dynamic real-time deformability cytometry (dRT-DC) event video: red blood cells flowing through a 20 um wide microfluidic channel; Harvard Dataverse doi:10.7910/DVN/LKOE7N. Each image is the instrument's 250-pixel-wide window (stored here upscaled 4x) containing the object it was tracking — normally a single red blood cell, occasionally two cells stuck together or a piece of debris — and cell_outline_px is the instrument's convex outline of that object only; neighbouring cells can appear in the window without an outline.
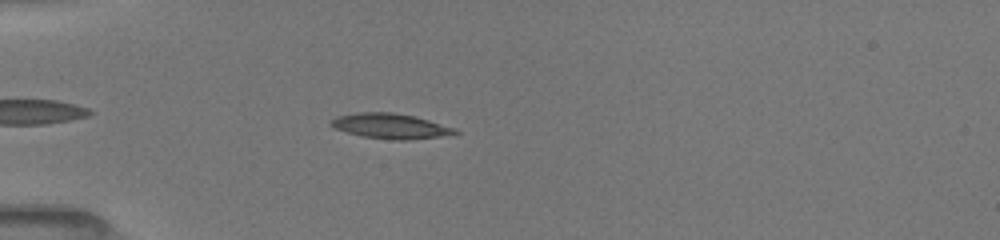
{"species": "common noctule bat (a hibernating species)", "species_latin": "Nyctalus noctula", "temperature_condition": "room temperature", "stored_images_in_passage": 34, "camera_frame_rate_fps": 3000, "um_per_image_px": 0.085, "animal": {"sex": "female", "body_mass_g": 19.5, "forearm_length_mm": 54.1}, "frame": {"image": 1, "passage_image": 4, "time_ms": 1.333, "image_size_px": [1000, 240], "cell_outline_px": [[460, 132], [440, 136], [408, 140], [392, 140], [364, 136], [332, 128], [328, 124], [336, 116], [356, 112], [392, 112], [412, 116], [428, 120], [456, 128]], "centroid_in_image_um": [33.14, 10.71], "position_along_channel_um": 51.9, "area_um2": 18.03}}
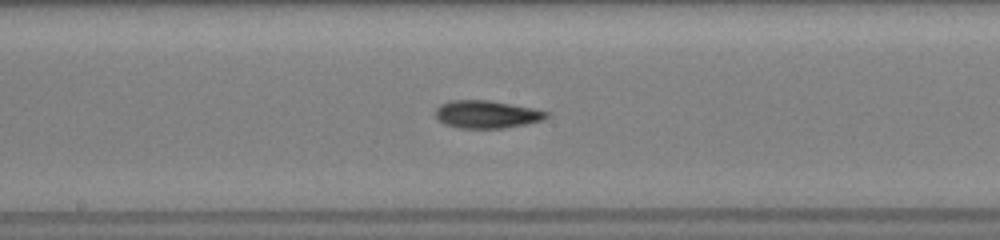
{"frame": {"image": 2, "passage_image": 17, "time_ms": 5.667, "image_size_px": [1000, 240], "cell_outline_px": [[548, 116], [544, 120], [524, 124], [500, 128], [460, 128], [444, 124], [436, 116], [436, 108], [440, 104], [452, 100], [488, 100], [532, 108], [548, 112]], "centroid_in_image_um": [41.35, 9.71], "position_along_channel_um": 206.8, "area_um2": 17.69}}
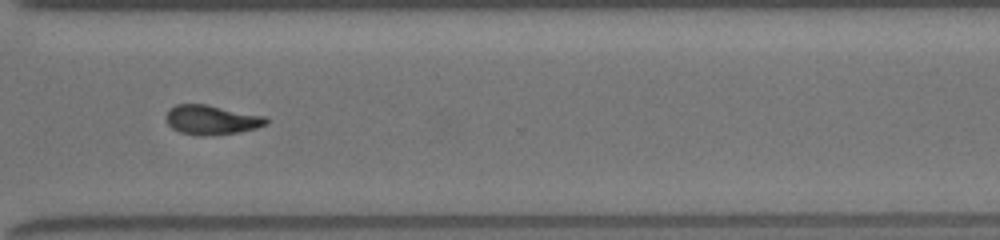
{"frame": {"image": 3, "passage_image": 33, "time_ms": 9.333, "image_size_px": [1000, 240], "cell_outline_px": [[268, 124], [256, 128], [240, 132], [204, 136], [200, 136], [180, 132], [172, 128], [168, 124], [168, 108], [176, 104], [208, 104], [264, 116], [268, 120]], "centroid_in_image_um": [18.0, 10.18], "position_along_channel_um": 352.6, "area_um2": 17.17}}